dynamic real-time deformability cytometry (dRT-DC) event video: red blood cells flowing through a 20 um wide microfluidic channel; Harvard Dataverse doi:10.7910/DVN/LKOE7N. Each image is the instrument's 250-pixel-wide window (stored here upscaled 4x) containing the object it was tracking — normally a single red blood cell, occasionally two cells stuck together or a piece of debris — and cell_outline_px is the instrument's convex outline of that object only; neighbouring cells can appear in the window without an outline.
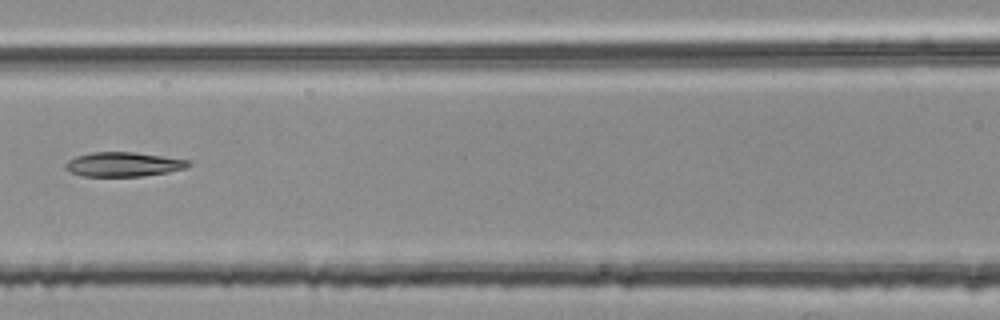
{"species": "common noctule bat (a hibernating species)", "species_latin": "Nyctalus noctula", "temperature_condition": "room temperature", "stored_images_in_passage": 5, "camera_frame_rate_fps": 3000, "um_per_image_px": 0.085, "animal": {"sex": "female", "body_mass_g": 25.1}, "frame": {"image": 1, "passage_image": 5, "time_ms": 1.333, "image_size_px": [1000, 320], "cell_outline_px": [[192, 164], [184, 168], [168, 172], [144, 176], [84, 176], [72, 172], [64, 168], [64, 164], [68, 160], [76, 156], [92, 152], [136, 152], [188, 160]], "centroid_in_image_um": [10.47, 13.96], "position_along_channel_um": 156.1, "area_um2": 17.4}}